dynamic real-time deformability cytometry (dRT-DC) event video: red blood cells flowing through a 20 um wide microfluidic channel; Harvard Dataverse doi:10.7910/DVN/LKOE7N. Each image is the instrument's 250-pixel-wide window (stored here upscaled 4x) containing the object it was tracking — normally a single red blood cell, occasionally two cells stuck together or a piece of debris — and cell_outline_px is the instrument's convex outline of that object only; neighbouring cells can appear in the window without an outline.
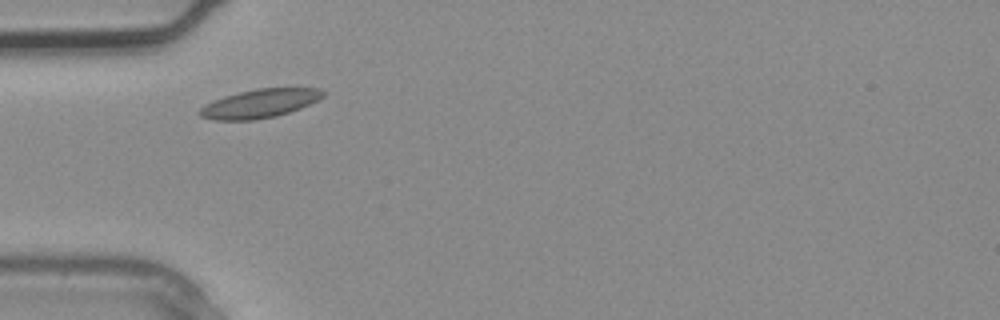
{"species": "common noctule bat (a hibernating species)", "species_latin": "Nyctalus noctula", "temperature_condition": "warm", "stored_images_in_passage": 1, "camera_frame_rate_fps": 3000, "um_per_image_px": 0.085, "animal": {"sex": "male", "body_mass_g": 20.4}, "frame": {"image": 1, "passage_image": 1, "time_ms": 0.0, "image_size_px": [1000, 320], "cell_outline_px": [[328, 92], [324, 96], [300, 108], [276, 116], [256, 120], [212, 120], [200, 116], [196, 112], [204, 104], [224, 96], [256, 88], [320, 88]], "centroid_in_image_um": [22.05, 8.8], "position_along_channel_um": 62.9, "area_um2": 20.69}}